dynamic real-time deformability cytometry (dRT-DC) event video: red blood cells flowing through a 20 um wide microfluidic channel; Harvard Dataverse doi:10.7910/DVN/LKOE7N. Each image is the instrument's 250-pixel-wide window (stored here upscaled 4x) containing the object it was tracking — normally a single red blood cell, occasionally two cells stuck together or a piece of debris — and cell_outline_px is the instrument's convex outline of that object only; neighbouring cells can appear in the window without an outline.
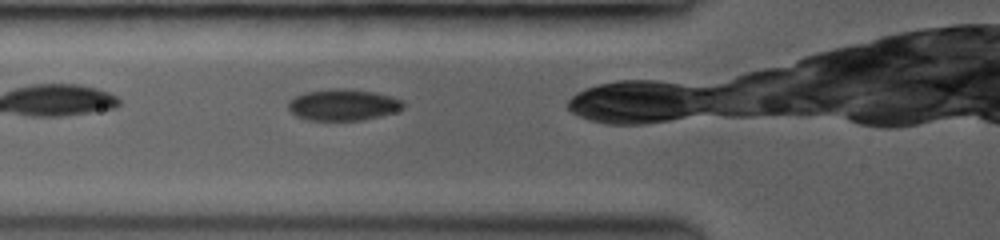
{"species": "common noctule bat (a hibernating species)", "species_latin": "Nyctalus noctula", "temperature_condition": "room temperature", "stored_images_in_passage": 18, "camera_frame_rate_fps": 3500, "um_per_image_px": 0.085, "animal": {"sex": "female", "body_mass_g": 19.0, "forearm_length_mm": 53.3}, "frame": {"image": 1, "passage_image": 3, "time_ms": 0.571, "image_size_px": [1000, 240], "cell_outline_px": [[404, 108], [392, 112], [360, 120], [308, 120], [296, 116], [288, 108], [288, 104], [296, 96], [308, 92], [340, 88], [372, 92], [388, 96], [400, 100], [404, 104]], "centroid_in_image_um": [29.13, 8.92], "position_along_channel_um": 96.7, "area_um2": 20.29}}
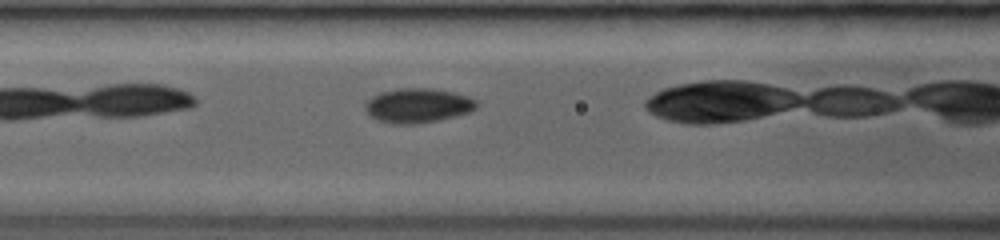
{"frame": {"image": 2, "passage_image": 6, "time_ms": 1.429, "image_size_px": [1000, 240], "cell_outline_px": [[476, 108], [468, 112], [436, 120], [416, 124], [392, 124], [380, 120], [372, 116], [368, 112], [368, 100], [384, 92], [400, 88], [428, 88], [452, 92], [476, 100]], "centroid_in_image_um": [35.54, 8.97], "position_along_channel_um": 131.1, "area_um2": 21.44}}